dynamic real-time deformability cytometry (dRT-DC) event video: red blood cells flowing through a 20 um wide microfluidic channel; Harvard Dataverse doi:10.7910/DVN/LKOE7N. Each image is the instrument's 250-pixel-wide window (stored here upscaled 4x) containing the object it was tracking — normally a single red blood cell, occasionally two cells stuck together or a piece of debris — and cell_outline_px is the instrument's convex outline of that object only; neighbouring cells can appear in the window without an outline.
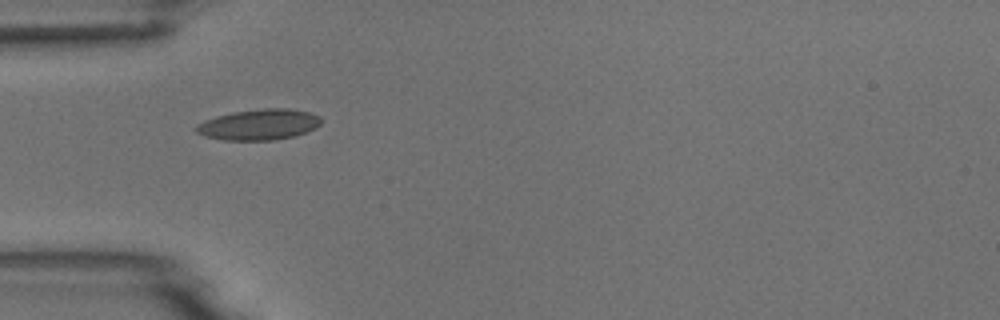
{"species": "common noctule bat (a hibernating species)", "species_latin": "Nyctalus noctula", "temperature_condition": "room temperature", "stored_images_in_passage": 2, "camera_frame_rate_fps": 3000, "um_per_image_px": 0.085, "animal": {"sex": "male", "body_mass_g": 18.8}, "frame": {"image": 1, "passage_image": 1, "time_ms": 0.0, "image_size_px": [1000, 320], "cell_outline_px": [[320, 124], [316, 128], [296, 136], [272, 140], [224, 140], [204, 136], [196, 132], [196, 124], [204, 120], [216, 116], [232, 112], [264, 108], [288, 108], [308, 112], [320, 116]], "centroid_in_image_um": [22.01, 10.59], "position_along_channel_um": 63.0, "area_um2": 22.48}}